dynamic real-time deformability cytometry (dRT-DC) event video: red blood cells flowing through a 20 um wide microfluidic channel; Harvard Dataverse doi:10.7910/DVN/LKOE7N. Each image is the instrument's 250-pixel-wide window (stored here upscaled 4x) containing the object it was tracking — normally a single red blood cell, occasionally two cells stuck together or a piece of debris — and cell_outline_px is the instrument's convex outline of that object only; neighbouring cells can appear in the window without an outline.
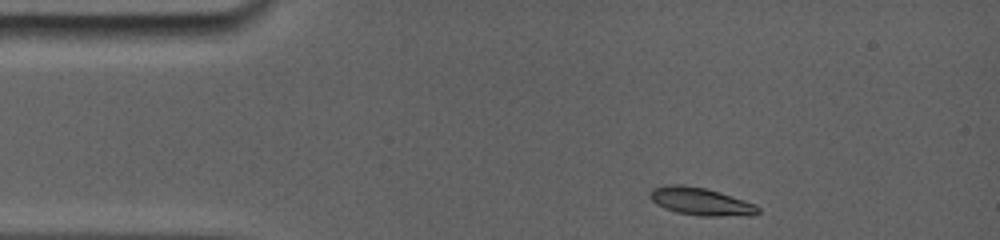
{"species": "common noctule bat (a hibernating species)", "species_latin": "Nyctalus noctula", "temperature_condition": "room temperature", "stored_images_in_passage": 64, "camera_frame_rate_fps": 5000, "um_per_image_px": 0.085, "animal": {"sex": "female", "body_mass_g": 19.0, "forearm_length_mm": 56.7}, "frame": {"image": 1, "passage_image": 1, "time_ms": 0.0, "image_size_px": [1000, 240], "cell_outline_px": [[760, 212], [752, 216], [696, 216], [676, 212], [664, 208], [656, 204], [648, 196], [648, 192], [652, 188], [668, 184], [680, 184], [704, 188], [720, 192], [756, 204], [760, 208]], "centroid_in_image_um": [59.56, 17.13], "position_along_channel_um": 25.4, "area_um2": 17.74}}
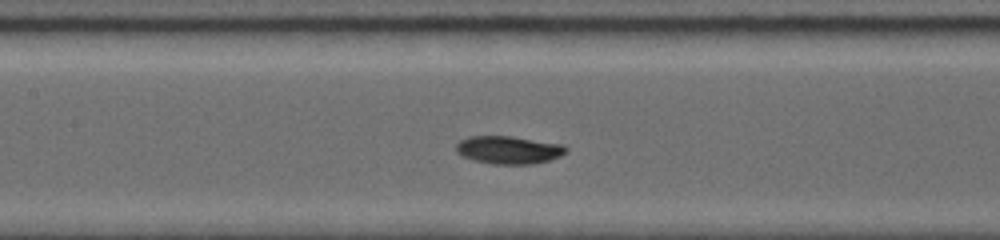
{"frame": {"image": 2, "passage_image": 29, "time_ms": 5.0, "image_size_px": [1000, 240], "cell_outline_px": [[568, 148], [560, 156], [548, 160], [532, 164], [492, 164], [472, 160], [456, 152], [456, 144], [460, 140], [472, 136], [508, 136], [560, 144]], "centroid_in_image_um": [43.19, 12.75], "position_along_channel_um": 164.2, "area_um2": 17.57}}
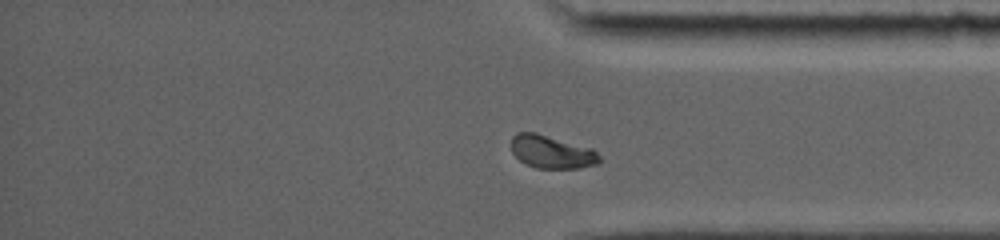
{"frame": {"image": 3, "passage_image": 53, "time_ms": 10.8, "image_size_px": [1000, 240], "cell_outline_px": [[600, 164], [580, 168], [536, 168], [524, 164], [512, 152], [512, 136], [516, 132], [536, 132], [592, 148], [600, 156]], "centroid_in_image_um": [46.9, 12.91], "position_along_channel_um": 388.3, "area_um2": 17.11}, "authors_computed_cell_mechanics": {"area_um2": 17.1088, "velocity_mm_per_s": 3.8738, "shape_relaxation_time_tau1_ms": 2.9206, "shape_relaxation_time_tau2_ms": null, "deformation_change_tau1": 0.1418, "deformation_change_tau2": null}}